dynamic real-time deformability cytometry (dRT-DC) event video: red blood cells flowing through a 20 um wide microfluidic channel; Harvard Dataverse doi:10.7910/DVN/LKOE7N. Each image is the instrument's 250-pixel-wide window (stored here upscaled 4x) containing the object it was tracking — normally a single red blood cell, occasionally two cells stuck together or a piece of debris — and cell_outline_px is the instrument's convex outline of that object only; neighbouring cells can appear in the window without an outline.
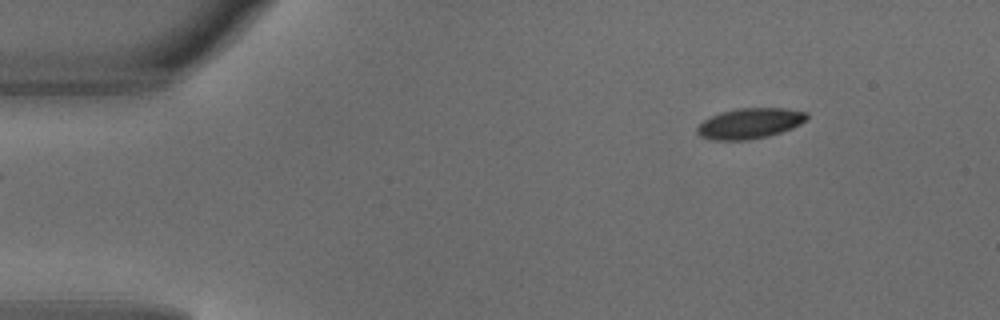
{"species": "common noctule bat (a hibernating species)", "species_latin": "Nyctalus noctula", "temperature_condition": "warm", "stored_images_in_passage": 6, "segment_of_instrument_passage": [2, 2], "camera_frame_rate_fps": 3000, "um_per_image_px": 0.085, "animal": {"sex": "male", "body_mass_g": 18.8}, "frame": {"image": 1, "passage_image": 6, "time_ms": 1.667, "image_size_px": [1000, 320], "cell_outline_px": [[808, 120], [792, 128], [768, 136], [748, 140], [708, 140], [700, 136], [696, 132], [696, 128], [704, 120], [720, 112], [736, 108], [784, 108], [808, 112]], "centroid_in_image_um": [63.73, 10.49], "position_along_channel_um": 21.3, "area_um2": 19.65}}